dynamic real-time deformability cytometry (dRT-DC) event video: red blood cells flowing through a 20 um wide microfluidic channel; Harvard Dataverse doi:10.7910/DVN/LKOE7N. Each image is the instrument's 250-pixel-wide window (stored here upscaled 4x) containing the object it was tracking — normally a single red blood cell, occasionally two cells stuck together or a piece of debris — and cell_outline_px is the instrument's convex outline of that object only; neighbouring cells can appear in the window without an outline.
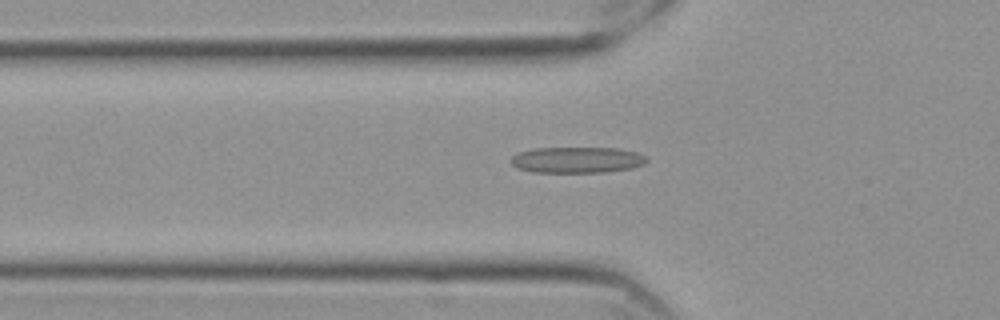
{"species": "Egyptian fruit bat (a non-hibernating species)", "species_latin": "Rousettus aegyptiacus", "temperature_condition": "cold", "stored_images_in_passage": 41, "camera_frame_rate_fps": 3000, "um_per_image_px": 0.085, "frame": {"image": 1, "passage_image": 4, "time_ms": 1.0, "image_size_px": [1000, 320], "cell_outline_px": [[648, 160], [644, 164], [632, 168], [608, 172], [532, 172], [516, 168], [508, 160], [512, 156], [520, 152], [532, 148], [616, 148], [636, 152], [644, 156]], "centroid_in_image_um": [49.01, 13.59], "position_along_channel_um": 76.8, "area_um2": 20.69}}
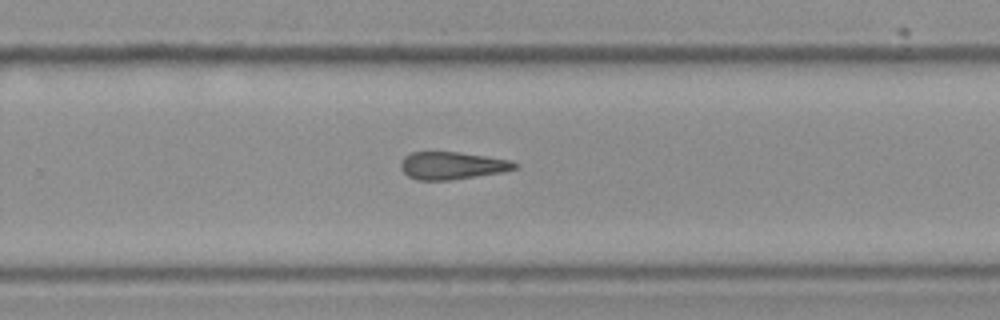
{"frame": {"image": 2, "passage_image": 22, "time_ms": 7.0, "image_size_px": [1000, 320], "cell_outline_px": [[516, 168], [500, 172], [452, 180], [416, 180], [408, 176], [400, 168], [400, 160], [404, 156], [412, 152], [460, 152], [512, 160], [516, 164]], "centroid_in_image_um": [38.37, 14.07], "position_along_channel_um": 291.4, "area_um2": 18.26}}
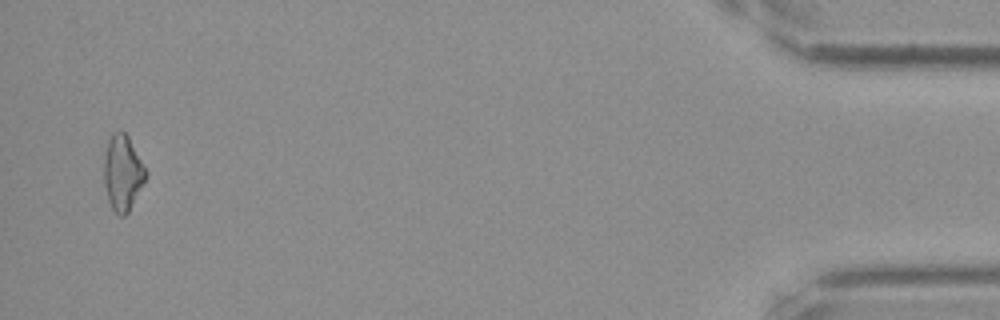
{"frame": {"image": 3, "passage_image": 40, "time_ms": 13.0, "image_size_px": [1000, 320], "cell_outline_px": [[148, 176], [128, 212], [124, 216], [120, 216], [112, 208], [108, 200], [104, 184], [104, 160], [108, 140], [112, 132], [120, 128], [128, 136], [148, 172]], "centroid_in_image_um": [10.43, 14.66], "position_along_channel_um": 424.8, "area_um2": 18.5}, "authors_computed_cell_mechanics": {"area_um2": 18.6694, "velocity_mm_per_s": 3.5606, "shape_relaxation_time_tau1_ms": null, "shape_relaxation_time_tau2_ms": 8.0282, "deformation_change_tau1": null, "deformation_change_tau2": 0.2052}}